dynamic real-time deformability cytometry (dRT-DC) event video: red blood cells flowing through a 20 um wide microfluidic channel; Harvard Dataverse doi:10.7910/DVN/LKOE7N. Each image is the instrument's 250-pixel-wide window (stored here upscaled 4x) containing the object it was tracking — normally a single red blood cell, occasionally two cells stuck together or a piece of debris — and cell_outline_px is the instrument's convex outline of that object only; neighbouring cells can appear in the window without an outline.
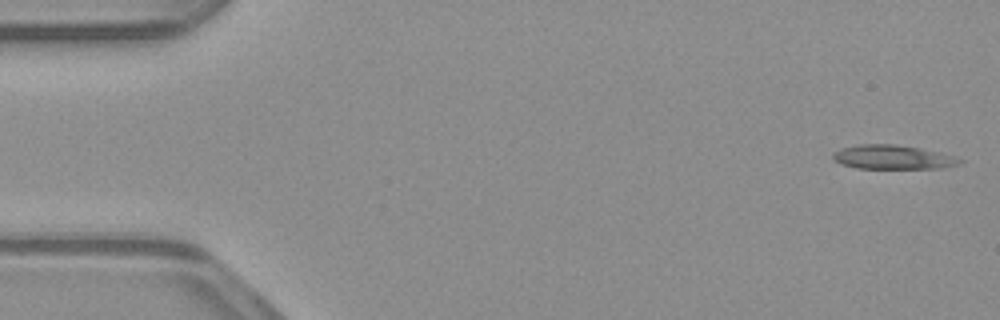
{"species": "common noctule bat (a hibernating species)", "species_latin": "Nyctalus noctula", "temperature_condition": "warm", "stored_images_in_passage": 50, "camera_frame_rate_fps": 3000, "um_per_image_px": 0.085, "animal": {"sex": "male", "body_mass_g": 23.1, "forearm_length_mm": 52.7}, "frame": {"image": 1, "passage_image": 1, "time_ms": 0.0, "image_size_px": [1000, 320], "cell_outline_px": [[964, 160], [960, 164], [940, 168], [856, 168], [840, 164], [832, 156], [840, 148], [860, 144], [896, 144], [920, 148], [952, 156]], "centroid_in_image_um": [75.87, 13.36], "position_along_channel_um": 9.1, "area_um2": 17.57}}
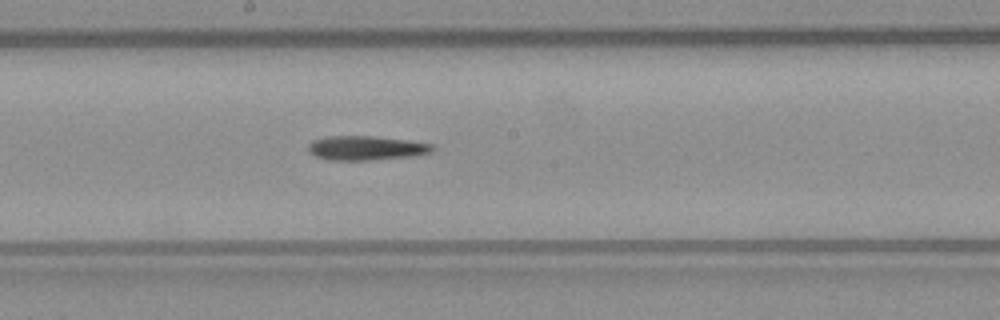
{"frame": {"image": 2, "passage_image": 27, "time_ms": 8.667, "image_size_px": [1000, 320], "cell_outline_px": [[436, 148], [432, 152], [416, 156], [368, 160], [328, 160], [316, 156], [308, 152], [308, 144], [312, 140], [324, 136], [372, 136], [408, 140], [432, 144]], "centroid_in_image_um": [31.12, 12.58], "position_along_channel_um": 217.1, "area_um2": 17.8}}
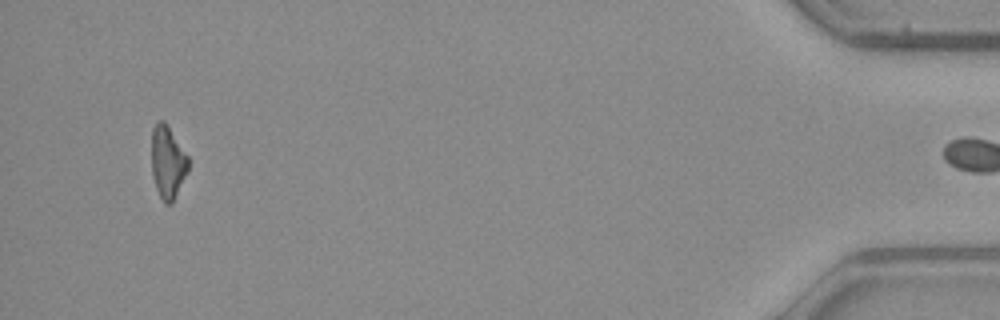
{"frame": {"image": 3, "passage_image": 49, "time_ms": 16.0, "image_size_px": [1000, 320], "cell_outline_px": [[188, 172], [172, 204], [164, 204], [156, 188], [152, 176], [152, 128], [160, 120], [164, 120], [168, 124], [188, 156]], "centroid_in_image_um": [14.26, 13.79], "position_along_channel_um": 420.9, "area_um2": 15.72}}